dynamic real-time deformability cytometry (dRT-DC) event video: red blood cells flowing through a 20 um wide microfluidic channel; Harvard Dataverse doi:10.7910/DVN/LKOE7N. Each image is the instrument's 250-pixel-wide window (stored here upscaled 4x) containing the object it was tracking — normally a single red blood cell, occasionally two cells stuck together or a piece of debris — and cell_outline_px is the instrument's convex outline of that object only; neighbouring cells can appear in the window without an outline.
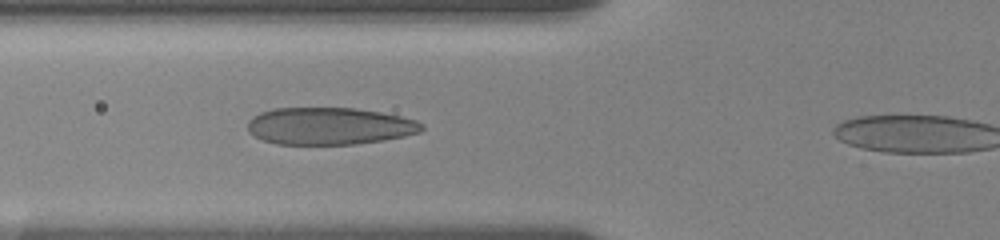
{"species": "human", "species_latin": "Homo sapiens", "temperature_condition": "room temperature", "stored_images_in_passage": 5, "camera_frame_rate_fps": 3000, "um_per_image_px": 0.085, "donor": {"sex": "female"}, "frame": {"image": 1, "passage_image": 4, "time_ms": 3.0, "image_size_px": [1000, 240], "cell_outline_px": [[424, 128], [420, 132], [404, 136], [384, 140], [356, 144], [276, 144], [264, 140], [248, 132], [248, 120], [252, 116], [260, 112], [272, 108], [352, 108], [380, 112], [400, 116], [416, 120], [424, 124]], "centroid_in_image_um": [27.99, 10.71], "position_along_channel_um": 97.8, "area_um2": 37.8}}